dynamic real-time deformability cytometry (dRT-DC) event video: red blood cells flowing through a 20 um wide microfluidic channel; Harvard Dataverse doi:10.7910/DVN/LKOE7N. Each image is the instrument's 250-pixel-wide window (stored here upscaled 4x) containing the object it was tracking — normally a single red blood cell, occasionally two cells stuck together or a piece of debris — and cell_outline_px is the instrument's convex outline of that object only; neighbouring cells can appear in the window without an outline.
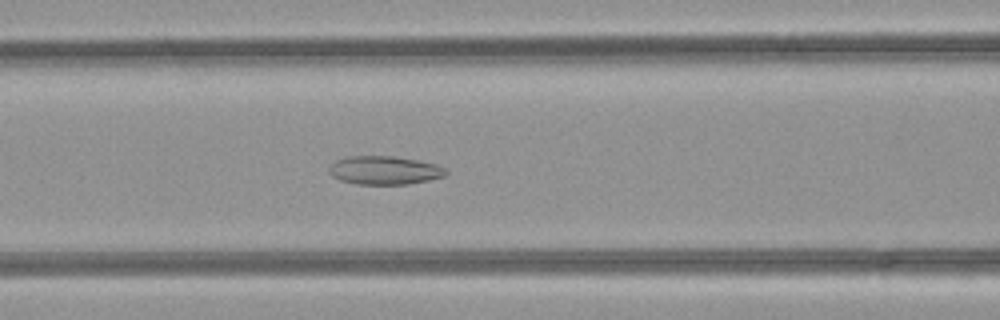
{"species": "common noctule bat (a hibernating species)", "species_latin": "Nyctalus noctula", "temperature_condition": "room temperature", "stored_images_in_passage": 36, "camera_frame_rate_fps": 3000, "um_per_image_px": 0.085, "animal": {"sex": "female", "body_mass_g": 21.9}, "frame": {"image": 1, "passage_image": 17, "time_ms": 5.333, "image_size_px": [1000, 320], "cell_outline_px": [[448, 172], [444, 176], [428, 180], [408, 184], [356, 184], [340, 180], [332, 176], [328, 172], [328, 168], [336, 160], [348, 156], [392, 156], [416, 160], [436, 164], [444, 168]], "centroid_in_image_um": [32.65, 14.47], "position_along_channel_um": 134.0, "area_um2": 19.31}}
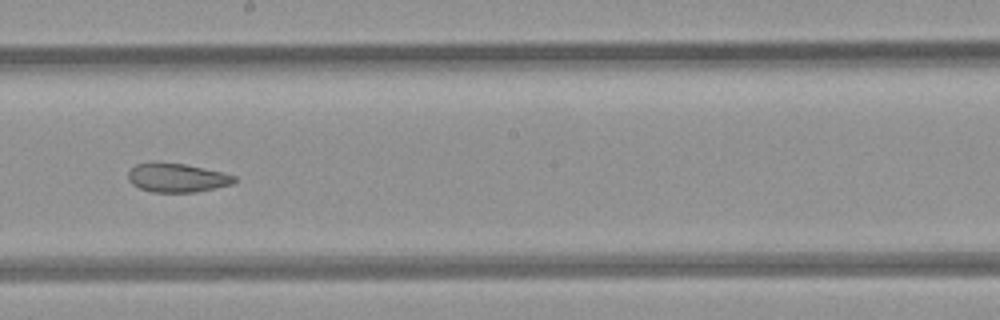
{"frame": {"image": 2, "passage_image": 24, "time_ms": 7.667, "image_size_px": [1000, 320], "cell_outline_px": [[236, 180], [232, 184], [216, 188], [196, 192], [152, 192], [140, 188], [132, 184], [128, 180], [128, 172], [136, 164], [152, 160], [184, 164], [204, 168], [236, 176]], "centroid_in_image_um": [15.0, 15.09], "position_along_channel_um": 233.2, "area_um2": 18.09}}
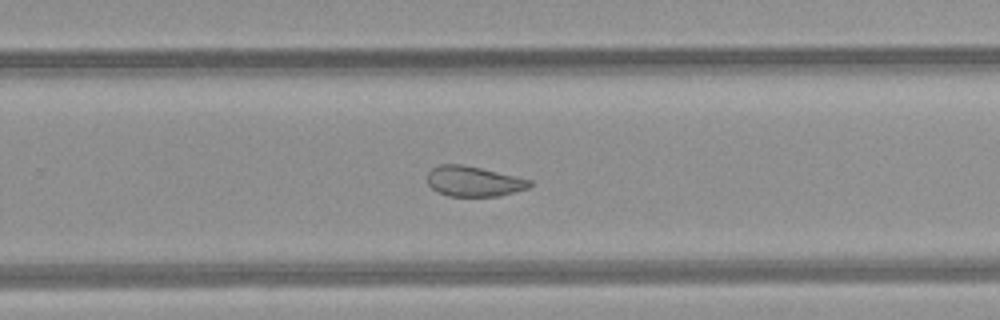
{"frame": {"image": 3, "passage_image": 28, "time_ms": 9.0, "image_size_px": [1000, 320], "cell_outline_px": [[532, 184], [528, 188], [500, 196], [448, 196], [436, 192], [428, 184], [428, 172], [432, 168], [440, 164], [460, 164], [480, 168], [532, 180]], "centroid_in_image_um": [40.24, 15.42], "position_along_channel_um": 289.6, "area_um2": 17.98}, "authors_computed_cell_mechanics": {"area_um2": 20.808, "velocity_mm_per_s": 4.2524, "shape_relaxation_time_tau1_ms": null, "shape_relaxation_time_tau2_ms": 2.5402, "deformation_change_tau1": null, "deformation_change_tau2": 0.0884}}